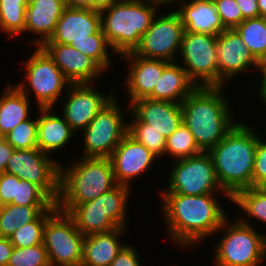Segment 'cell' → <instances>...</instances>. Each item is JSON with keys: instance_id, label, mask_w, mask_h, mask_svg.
<instances>
[{"instance_id": "cell-40", "label": "cell", "mask_w": 266, "mask_h": 266, "mask_svg": "<svg viewBox=\"0 0 266 266\" xmlns=\"http://www.w3.org/2000/svg\"><path fill=\"white\" fill-rule=\"evenodd\" d=\"M260 134L259 132L252 174V187H266V139L263 138L264 135Z\"/></svg>"}, {"instance_id": "cell-25", "label": "cell", "mask_w": 266, "mask_h": 266, "mask_svg": "<svg viewBox=\"0 0 266 266\" xmlns=\"http://www.w3.org/2000/svg\"><path fill=\"white\" fill-rule=\"evenodd\" d=\"M128 228L117 227L109 232L87 235L83 241L81 266H110L112 261L127 244L122 236L127 235Z\"/></svg>"}, {"instance_id": "cell-42", "label": "cell", "mask_w": 266, "mask_h": 266, "mask_svg": "<svg viewBox=\"0 0 266 266\" xmlns=\"http://www.w3.org/2000/svg\"><path fill=\"white\" fill-rule=\"evenodd\" d=\"M0 197L4 204L16 198V176L7 172L0 173Z\"/></svg>"}, {"instance_id": "cell-45", "label": "cell", "mask_w": 266, "mask_h": 266, "mask_svg": "<svg viewBox=\"0 0 266 266\" xmlns=\"http://www.w3.org/2000/svg\"><path fill=\"white\" fill-rule=\"evenodd\" d=\"M13 248L9 238L0 237V266H7Z\"/></svg>"}, {"instance_id": "cell-38", "label": "cell", "mask_w": 266, "mask_h": 266, "mask_svg": "<svg viewBox=\"0 0 266 266\" xmlns=\"http://www.w3.org/2000/svg\"><path fill=\"white\" fill-rule=\"evenodd\" d=\"M7 266H51L44 244L14 247Z\"/></svg>"}, {"instance_id": "cell-1", "label": "cell", "mask_w": 266, "mask_h": 266, "mask_svg": "<svg viewBox=\"0 0 266 266\" xmlns=\"http://www.w3.org/2000/svg\"><path fill=\"white\" fill-rule=\"evenodd\" d=\"M162 221L169 241L180 247H196L210 239L229 216L218 200L219 193L205 195H183L159 193ZM161 196V197H160Z\"/></svg>"}, {"instance_id": "cell-13", "label": "cell", "mask_w": 266, "mask_h": 266, "mask_svg": "<svg viewBox=\"0 0 266 266\" xmlns=\"http://www.w3.org/2000/svg\"><path fill=\"white\" fill-rule=\"evenodd\" d=\"M39 148L15 150L6 172L38 186L54 203L59 197L60 163Z\"/></svg>"}, {"instance_id": "cell-22", "label": "cell", "mask_w": 266, "mask_h": 266, "mask_svg": "<svg viewBox=\"0 0 266 266\" xmlns=\"http://www.w3.org/2000/svg\"><path fill=\"white\" fill-rule=\"evenodd\" d=\"M65 7V0H28L23 33L35 35L31 46L41 47L51 38Z\"/></svg>"}, {"instance_id": "cell-17", "label": "cell", "mask_w": 266, "mask_h": 266, "mask_svg": "<svg viewBox=\"0 0 266 266\" xmlns=\"http://www.w3.org/2000/svg\"><path fill=\"white\" fill-rule=\"evenodd\" d=\"M114 177L119 185L133 187L132 181L151 171L158 159L142 143L137 142L128 133L120 141L109 157Z\"/></svg>"}, {"instance_id": "cell-30", "label": "cell", "mask_w": 266, "mask_h": 266, "mask_svg": "<svg viewBox=\"0 0 266 266\" xmlns=\"http://www.w3.org/2000/svg\"><path fill=\"white\" fill-rule=\"evenodd\" d=\"M235 30L258 62L266 57V18L245 19Z\"/></svg>"}, {"instance_id": "cell-19", "label": "cell", "mask_w": 266, "mask_h": 266, "mask_svg": "<svg viewBox=\"0 0 266 266\" xmlns=\"http://www.w3.org/2000/svg\"><path fill=\"white\" fill-rule=\"evenodd\" d=\"M41 47L72 84L98 83L100 76L107 73L91 57L70 45L44 43Z\"/></svg>"}, {"instance_id": "cell-10", "label": "cell", "mask_w": 266, "mask_h": 266, "mask_svg": "<svg viewBox=\"0 0 266 266\" xmlns=\"http://www.w3.org/2000/svg\"><path fill=\"white\" fill-rule=\"evenodd\" d=\"M166 188L159 193H178L183 195H205L221 193L231 202V197L223 191L216 176L212 158L202 152L186 159L171 163ZM230 200V201H229Z\"/></svg>"}, {"instance_id": "cell-28", "label": "cell", "mask_w": 266, "mask_h": 266, "mask_svg": "<svg viewBox=\"0 0 266 266\" xmlns=\"http://www.w3.org/2000/svg\"><path fill=\"white\" fill-rule=\"evenodd\" d=\"M243 216L237 217L242 223L255 227V222L266 224V187H250L238 191L232 198ZM246 215V216H244ZM243 217V218H242ZM247 217V218H246ZM249 219V220H248Z\"/></svg>"}, {"instance_id": "cell-41", "label": "cell", "mask_w": 266, "mask_h": 266, "mask_svg": "<svg viewBox=\"0 0 266 266\" xmlns=\"http://www.w3.org/2000/svg\"><path fill=\"white\" fill-rule=\"evenodd\" d=\"M139 256L136 246L128 243L121 249L110 266H143Z\"/></svg>"}, {"instance_id": "cell-24", "label": "cell", "mask_w": 266, "mask_h": 266, "mask_svg": "<svg viewBox=\"0 0 266 266\" xmlns=\"http://www.w3.org/2000/svg\"><path fill=\"white\" fill-rule=\"evenodd\" d=\"M185 32L218 36L225 30L213 0H182L179 9Z\"/></svg>"}, {"instance_id": "cell-47", "label": "cell", "mask_w": 266, "mask_h": 266, "mask_svg": "<svg viewBox=\"0 0 266 266\" xmlns=\"http://www.w3.org/2000/svg\"><path fill=\"white\" fill-rule=\"evenodd\" d=\"M65 4L70 8L92 9V0H65Z\"/></svg>"}, {"instance_id": "cell-29", "label": "cell", "mask_w": 266, "mask_h": 266, "mask_svg": "<svg viewBox=\"0 0 266 266\" xmlns=\"http://www.w3.org/2000/svg\"><path fill=\"white\" fill-rule=\"evenodd\" d=\"M56 209V206L5 204L0 213V237L10 238L17 229L34 221L43 211H55Z\"/></svg>"}, {"instance_id": "cell-11", "label": "cell", "mask_w": 266, "mask_h": 266, "mask_svg": "<svg viewBox=\"0 0 266 266\" xmlns=\"http://www.w3.org/2000/svg\"><path fill=\"white\" fill-rule=\"evenodd\" d=\"M85 236L73 218L56 209L46 220L43 244L51 266H81Z\"/></svg>"}, {"instance_id": "cell-26", "label": "cell", "mask_w": 266, "mask_h": 266, "mask_svg": "<svg viewBox=\"0 0 266 266\" xmlns=\"http://www.w3.org/2000/svg\"><path fill=\"white\" fill-rule=\"evenodd\" d=\"M196 87L178 61L169 62L147 98L181 104Z\"/></svg>"}, {"instance_id": "cell-36", "label": "cell", "mask_w": 266, "mask_h": 266, "mask_svg": "<svg viewBox=\"0 0 266 266\" xmlns=\"http://www.w3.org/2000/svg\"><path fill=\"white\" fill-rule=\"evenodd\" d=\"M4 138L15 150L38 148L37 114L35 118L32 115L29 119L19 123Z\"/></svg>"}, {"instance_id": "cell-9", "label": "cell", "mask_w": 266, "mask_h": 266, "mask_svg": "<svg viewBox=\"0 0 266 266\" xmlns=\"http://www.w3.org/2000/svg\"><path fill=\"white\" fill-rule=\"evenodd\" d=\"M115 95L83 129L81 157L109 158L128 132L130 107L121 108ZM119 102V103H118ZM83 132V134H82Z\"/></svg>"}, {"instance_id": "cell-50", "label": "cell", "mask_w": 266, "mask_h": 266, "mask_svg": "<svg viewBox=\"0 0 266 266\" xmlns=\"http://www.w3.org/2000/svg\"><path fill=\"white\" fill-rule=\"evenodd\" d=\"M260 17L266 18V0H257Z\"/></svg>"}, {"instance_id": "cell-16", "label": "cell", "mask_w": 266, "mask_h": 266, "mask_svg": "<svg viewBox=\"0 0 266 266\" xmlns=\"http://www.w3.org/2000/svg\"><path fill=\"white\" fill-rule=\"evenodd\" d=\"M217 61L219 86L222 87H227L240 74L259 70V62L235 29H225L217 36Z\"/></svg>"}, {"instance_id": "cell-20", "label": "cell", "mask_w": 266, "mask_h": 266, "mask_svg": "<svg viewBox=\"0 0 266 266\" xmlns=\"http://www.w3.org/2000/svg\"><path fill=\"white\" fill-rule=\"evenodd\" d=\"M101 29L100 11L65 7L51 38L45 43L83 42Z\"/></svg>"}, {"instance_id": "cell-52", "label": "cell", "mask_w": 266, "mask_h": 266, "mask_svg": "<svg viewBox=\"0 0 266 266\" xmlns=\"http://www.w3.org/2000/svg\"><path fill=\"white\" fill-rule=\"evenodd\" d=\"M4 203L2 202L1 200V197H0V213L2 212V209L4 208Z\"/></svg>"}, {"instance_id": "cell-53", "label": "cell", "mask_w": 266, "mask_h": 266, "mask_svg": "<svg viewBox=\"0 0 266 266\" xmlns=\"http://www.w3.org/2000/svg\"><path fill=\"white\" fill-rule=\"evenodd\" d=\"M116 2H132V1H137V0H115Z\"/></svg>"}, {"instance_id": "cell-49", "label": "cell", "mask_w": 266, "mask_h": 266, "mask_svg": "<svg viewBox=\"0 0 266 266\" xmlns=\"http://www.w3.org/2000/svg\"><path fill=\"white\" fill-rule=\"evenodd\" d=\"M144 1H146L148 3H151V4H155L157 6H162V7H159V8L164 9L163 7L171 6L173 3L175 5L176 2L179 4L182 0H144Z\"/></svg>"}, {"instance_id": "cell-27", "label": "cell", "mask_w": 266, "mask_h": 266, "mask_svg": "<svg viewBox=\"0 0 266 266\" xmlns=\"http://www.w3.org/2000/svg\"><path fill=\"white\" fill-rule=\"evenodd\" d=\"M4 87L0 95V137H4L19 123L29 119L33 105L31 99L17 86L11 83Z\"/></svg>"}, {"instance_id": "cell-39", "label": "cell", "mask_w": 266, "mask_h": 266, "mask_svg": "<svg viewBox=\"0 0 266 266\" xmlns=\"http://www.w3.org/2000/svg\"><path fill=\"white\" fill-rule=\"evenodd\" d=\"M213 1L225 29H235L243 20H245L235 0Z\"/></svg>"}, {"instance_id": "cell-34", "label": "cell", "mask_w": 266, "mask_h": 266, "mask_svg": "<svg viewBox=\"0 0 266 266\" xmlns=\"http://www.w3.org/2000/svg\"><path fill=\"white\" fill-rule=\"evenodd\" d=\"M203 151L198 147L192 133L182 122L176 131L166 139L165 157L173 161L195 156ZM167 155V156H166Z\"/></svg>"}, {"instance_id": "cell-15", "label": "cell", "mask_w": 266, "mask_h": 266, "mask_svg": "<svg viewBox=\"0 0 266 266\" xmlns=\"http://www.w3.org/2000/svg\"><path fill=\"white\" fill-rule=\"evenodd\" d=\"M98 90L94 83L71 84L64 99L59 101V104L62 103L60 114L75 133L85 129L103 106L117 94L111 89L107 94Z\"/></svg>"}, {"instance_id": "cell-5", "label": "cell", "mask_w": 266, "mask_h": 266, "mask_svg": "<svg viewBox=\"0 0 266 266\" xmlns=\"http://www.w3.org/2000/svg\"><path fill=\"white\" fill-rule=\"evenodd\" d=\"M159 6L144 0L116 2L100 11L101 30L117 56L133 52L148 30Z\"/></svg>"}, {"instance_id": "cell-43", "label": "cell", "mask_w": 266, "mask_h": 266, "mask_svg": "<svg viewBox=\"0 0 266 266\" xmlns=\"http://www.w3.org/2000/svg\"><path fill=\"white\" fill-rule=\"evenodd\" d=\"M239 6L243 18H256L260 16L259 6L257 0H235Z\"/></svg>"}, {"instance_id": "cell-18", "label": "cell", "mask_w": 266, "mask_h": 266, "mask_svg": "<svg viewBox=\"0 0 266 266\" xmlns=\"http://www.w3.org/2000/svg\"><path fill=\"white\" fill-rule=\"evenodd\" d=\"M128 64L127 76L123 80L124 90L127 94L128 105L133 101L147 98L154 90L156 83L169 61L162 59L145 58L133 52L119 57Z\"/></svg>"}, {"instance_id": "cell-7", "label": "cell", "mask_w": 266, "mask_h": 266, "mask_svg": "<svg viewBox=\"0 0 266 266\" xmlns=\"http://www.w3.org/2000/svg\"><path fill=\"white\" fill-rule=\"evenodd\" d=\"M257 230L238 218L229 220L228 216L216 232V236L221 232L223 235L220 241L215 240L212 266L263 265L266 260V234Z\"/></svg>"}, {"instance_id": "cell-37", "label": "cell", "mask_w": 266, "mask_h": 266, "mask_svg": "<svg viewBox=\"0 0 266 266\" xmlns=\"http://www.w3.org/2000/svg\"><path fill=\"white\" fill-rule=\"evenodd\" d=\"M11 204L21 206H56V204L35 184L16 176V198Z\"/></svg>"}, {"instance_id": "cell-44", "label": "cell", "mask_w": 266, "mask_h": 266, "mask_svg": "<svg viewBox=\"0 0 266 266\" xmlns=\"http://www.w3.org/2000/svg\"><path fill=\"white\" fill-rule=\"evenodd\" d=\"M14 148L5 140L0 137V173L6 172V166Z\"/></svg>"}, {"instance_id": "cell-32", "label": "cell", "mask_w": 266, "mask_h": 266, "mask_svg": "<svg viewBox=\"0 0 266 266\" xmlns=\"http://www.w3.org/2000/svg\"><path fill=\"white\" fill-rule=\"evenodd\" d=\"M69 45L82 54L91 57L105 72L114 68L111 67L113 63L111 55L116 56V53L112 51L101 29L97 33L90 35V38L86 41L71 42Z\"/></svg>"}, {"instance_id": "cell-8", "label": "cell", "mask_w": 266, "mask_h": 266, "mask_svg": "<svg viewBox=\"0 0 266 266\" xmlns=\"http://www.w3.org/2000/svg\"><path fill=\"white\" fill-rule=\"evenodd\" d=\"M34 49L22 65L26 75L16 86L29 99L35 95L37 109L56 108L72 83L42 47Z\"/></svg>"}, {"instance_id": "cell-46", "label": "cell", "mask_w": 266, "mask_h": 266, "mask_svg": "<svg viewBox=\"0 0 266 266\" xmlns=\"http://www.w3.org/2000/svg\"><path fill=\"white\" fill-rule=\"evenodd\" d=\"M257 73L258 75H261H257V77L260 79V83H257V85L259 84V90H256V93H259L266 86V57L259 62V70L257 71Z\"/></svg>"}, {"instance_id": "cell-21", "label": "cell", "mask_w": 266, "mask_h": 266, "mask_svg": "<svg viewBox=\"0 0 266 266\" xmlns=\"http://www.w3.org/2000/svg\"><path fill=\"white\" fill-rule=\"evenodd\" d=\"M130 112L142 123L167 139L182 123V106L179 103L141 98L133 101Z\"/></svg>"}, {"instance_id": "cell-51", "label": "cell", "mask_w": 266, "mask_h": 266, "mask_svg": "<svg viewBox=\"0 0 266 266\" xmlns=\"http://www.w3.org/2000/svg\"><path fill=\"white\" fill-rule=\"evenodd\" d=\"M259 98L262 103L261 104H265L266 105V86L258 93ZM266 107V106H265Z\"/></svg>"}, {"instance_id": "cell-3", "label": "cell", "mask_w": 266, "mask_h": 266, "mask_svg": "<svg viewBox=\"0 0 266 266\" xmlns=\"http://www.w3.org/2000/svg\"><path fill=\"white\" fill-rule=\"evenodd\" d=\"M239 122L212 149L210 154L219 185L231 198L252 187V174L259 132Z\"/></svg>"}, {"instance_id": "cell-4", "label": "cell", "mask_w": 266, "mask_h": 266, "mask_svg": "<svg viewBox=\"0 0 266 266\" xmlns=\"http://www.w3.org/2000/svg\"><path fill=\"white\" fill-rule=\"evenodd\" d=\"M60 163L56 206H78L107 193L118 184L110 158L79 157L69 166Z\"/></svg>"}, {"instance_id": "cell-23", "label": "cell", "mask_w": 266, "mask_h": 266, "mask_svg": "<svg viewBox=\"0 0 266 266\" xmlns=\"http://www.w3.org/2000/svg\"><path fill=\"white\" fill-rule=\"evenodd\" d=\"M37 145L47 155L66 148L73 141L75 133L64 117L56 114L55 108H38ZM54 111V112H53ZM71 140V141H70Z\"/></svg>"}, {"instance_id": "cell-33", "label": "cell", "mask_w": 266, "mask_h": 266, "mask_svg": "<svg viewBox=\"0 0 266 266\" xmlns=\"http://www.w3.org/2000/svg\"><path fill=\"white\" fill-rule=\"evenodd\" d=\"M129 115L127 133L150 150L159 162V158L165 156L166 138L162 133L152 129L150 124L140 122L131 112Z\"/></svg>"}, {"instance_id": "cell-6", "label": "cell", "mask_w": 266, "mask_h": 266, "mask_svg": "<svg viewBox=\"0 0 266 266\" xmlns=\"http://www.w3.org/2000/svg\"><path fill=\"white\" fill-rule=\"evenodd\" d=\"M133 188L117 185L107 193L94 200L78 206H56L68 213L74 220L77 229L84 235L109 232L117 227L127 228L128 205Z\"/></svg>"}, {"instance_id": "cell-48", "label": "cell", "mask_w": 266, "mask_h": 266, "mask_svg": "<svg viewBox=\"0 0 266 266\" xmlns=\"http://www.w3.org/2000/svg\"><path fill=\"white\" fill-rule=\"evenodd\" d=\"M115 3V0H92V9L102 11L103 9L110 7Z\"/></svg>"}, {"instance_id": "cell-12", "label": "cell", "mask_w": 266, "mask_h": 266, "mask_svg": "<svg viewBox=\"0 0 266 266\" xmlns=\"http://www.w3.org/2000/svg\"><path fill=\"white\" fill-rule=\"evenodd\" d=\"M178 58L197 86H219L217 36L184 31Z\"/></svg>"}, {"instance_id": "cell-35", "label": "cell", "mask_w": 266, "mask_h": 266, "mask_svg": "<svg viewBox=\"0 0 266 266\" xmlns=\"http://www.w3.org/2000/svg\"><path fill=\"white\" fill-rule=\"evenodd\" d=\"M53 212L43 211L34 221L17 229L9 238L13 247L28 248L37 244H43L44 226L47 218Z\"/></svg>"}, {"instance_id": "cell-14", "label": "cell", "mask_w": 266, "mask_h": 266, "mask_svg": "<svg viewBox=\"0 0 266 266\" xmlns=\"http://www.w3.org/2000/svg\"><path fill=\"white\" fill-rule=\"evenodd\" d=\"M184 31L175 10L158 12L133 53L145 58L177 61Z\"/></svg>"}, {"instance_id": "cell-2", "label": "cell", "mask_w": 266, "mask_h": 266, "mask_svg": "<svg viewBox=\"0 0 266 266\" xmlns=\"http://www.w3.org/2000/svg\"><path fill=\"white\" fill-rule=\"evenodd\" d=\"M225 89L222 86H197L181 103L182 122L203 152L212 149L238 123L233 117L236 114L232 112V99L225 96Z\"/></svg>"}, {"instance_id": "cell-31", "label": "cell", "mask_w": 266, "mask_h": 266, "mask_svg": "<svg viewBox=\"0 0 266 266\" xmlns=\"http://www.w3.org/2000/svg\"><path fill=\"white\" fill-rule=\"evenodd\" d=\"M28 0H0V29L9 38L24 35Z\"/></svg>"}]
</instances>
